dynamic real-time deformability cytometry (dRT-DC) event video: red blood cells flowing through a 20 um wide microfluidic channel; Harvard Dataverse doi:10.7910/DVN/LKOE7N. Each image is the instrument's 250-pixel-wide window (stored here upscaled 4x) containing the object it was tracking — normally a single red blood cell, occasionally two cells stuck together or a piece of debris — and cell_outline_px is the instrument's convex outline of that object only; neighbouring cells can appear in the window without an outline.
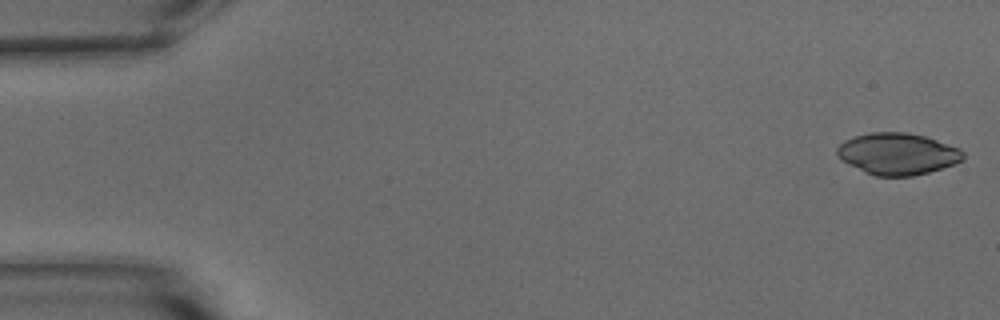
{"species": "common noctule bat (a hibernating species)", "species_latin": "Nyctalus noctula", "temperature_condition": "warm", "stored_images_in_passage": 53, "camera_frame_rate_fps": 3000, "um_per_image_px": 0.085, "animal": {"sex": "male", "body_mass_g": 15.6}, "frame": {"image": 1, "passage_image": 1, "time_ms": 0.0, "image_size_px": [1000, 320], "cell_outline_px": [[964, 160], [928, 172], [912, 176], [876, 176], [864, 172], [840, 160], [836, 152], [836, 148], [844, 140], [852, 136], [872, 132], [904, 132], [924, 136], [960, 148], [964, 152]], "centroid_in_image_um": [76.25, 13.07], "position_along_channel_um": 8.7, "area_um2": 30.63}}